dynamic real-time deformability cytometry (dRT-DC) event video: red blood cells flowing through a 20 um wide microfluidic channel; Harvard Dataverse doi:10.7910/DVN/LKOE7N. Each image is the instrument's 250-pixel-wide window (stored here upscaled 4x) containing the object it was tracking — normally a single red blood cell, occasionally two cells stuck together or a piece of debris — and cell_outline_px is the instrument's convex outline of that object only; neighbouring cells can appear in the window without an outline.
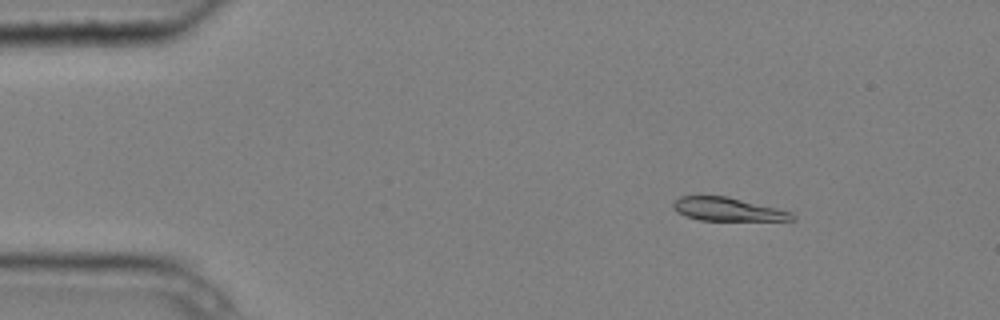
{"species": "common noctule bat (a hibernating species)", "species_latin": "Nyctalus noctula", "temperature_condition": "cold", "stored_images_in_passage": 4, "camera_frame_rate_fps": 3000, "um_per_image_px": 0.085, "animal": {"sex": "male", "body_mass_g": 20.4}, "frame": {"image": 1, "passage_image": 2, "time_ms": 0.333, "image_size_px": [1000, 320], "cell_outline_px": [[796, 220], [700, 220], [684, 216], [676, 212], [672, 208], [672, 204], [680, 196], [728, 196], [792, 212], [796, 216]], "centroid_in_image_um": [61.83, 17.79], "position_along_channel_um": 23.2, "area_um2": 16.18}}